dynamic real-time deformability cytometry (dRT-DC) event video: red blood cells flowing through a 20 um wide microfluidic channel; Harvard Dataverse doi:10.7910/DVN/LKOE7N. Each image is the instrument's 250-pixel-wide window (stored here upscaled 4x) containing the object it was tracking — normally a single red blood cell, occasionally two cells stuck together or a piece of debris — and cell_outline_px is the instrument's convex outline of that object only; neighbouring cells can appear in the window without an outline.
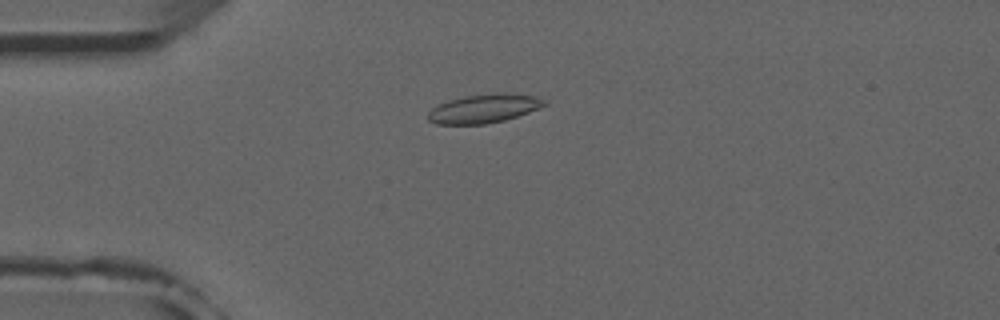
{"species": "common noctule bat (a hibernating species)", "species_latin": "Nyctalus noctula", "temperature_condition": "room temperature", "stored_images_in_passage": 53, "camera_frame_rate_fps": 3000, "um_per_image_px": 0.085, "animal": {"sex": "male", "forearm_length_mm": 52.5}, "frame": {"image": 1, "passage_image": 14, "time_ms": 4.333, "image_size_px": [1000, 320], "cell_outline_px": [[548, 104], [528, 112], [504, 120], [484, 124], [436, 124], [428, 120], [428, 112], [432, 108], [448, 100], [464, 96], [496, 92], [504, 92], [536, 96], [548, 100]], "centroid_in_image_um": [41.16, 9.21], "position_along_channel_um": 43.8, "area_um2": 19.59}}
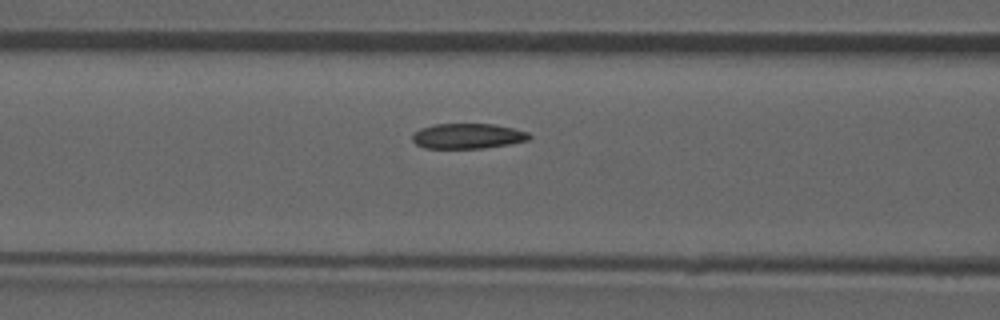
{"frame": {"image": 2, "passage_image": 22, "time_ms": 7.0, "image_size_px": [1000, 320], "cell_outline_px": [[532, 136], [528, 140], [508, 144], [484, 148], [424, 148], [416, 144], [412, 140], [412, 136], [420, 128], [432, 124], [496, 124], [528, 132]], "centroid_in_image_um": [39.75, 11.56], "position_along_channel_um": 126.9, "area_um2": 17.17}}
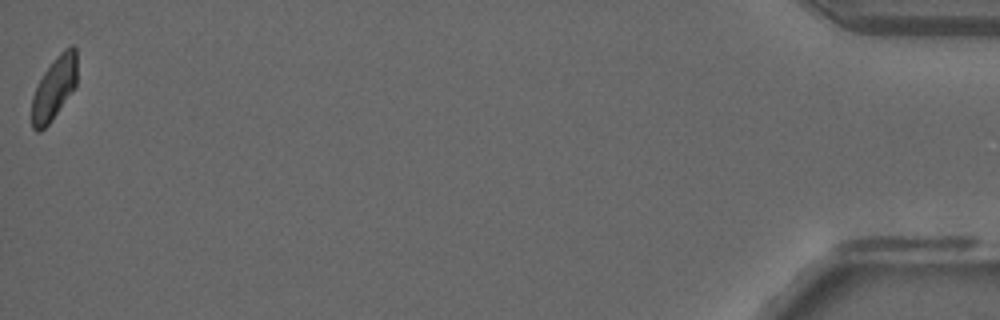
{"frame": {"image": 3, "passage_image": 53, "time_ms": 17.333, "image_size_px": [1000, 320], "cell_outline_px": [[76, 84], [48, 124], [40, 132], [36, 132], [32, 128], [32, 96], [44, 72], [56, 56], [64, 48], [72, 44], [76, 48]], "centroid_in_image_um": [4.59, 7.46], "position_along_channel_um": 430.6, "area_um2": 16.18}, "authors_computed_cell_mechanics": {"area_um2": 17.8024, "velocity_mm_per_s": 3.9154, "shape_relaxation_time_tau1_ms": null, "shape_relaxation_time_tau2_ms": 4.8344, "deformation_change_tau1": null, "deformation_change_tau2": 0.1032}}